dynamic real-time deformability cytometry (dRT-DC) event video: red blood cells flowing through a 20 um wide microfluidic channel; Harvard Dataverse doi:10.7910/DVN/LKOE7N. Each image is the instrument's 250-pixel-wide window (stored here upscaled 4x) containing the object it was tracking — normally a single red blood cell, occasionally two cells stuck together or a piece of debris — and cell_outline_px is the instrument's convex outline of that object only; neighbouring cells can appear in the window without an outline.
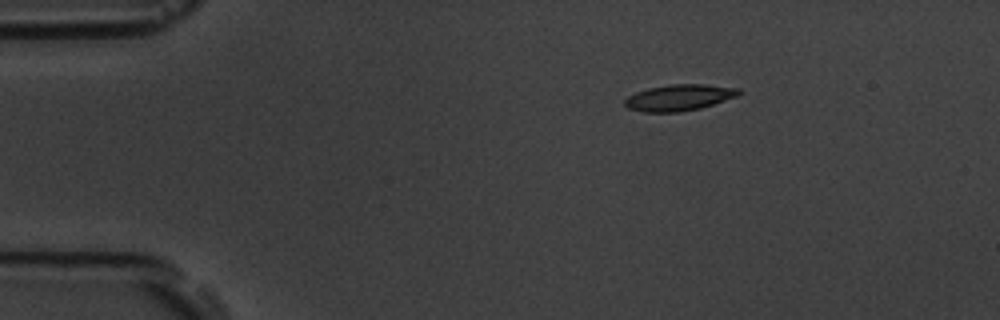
{"species": "common noctule bat (a hibernating species)", "species_latin": "Nyctalus noctula", "temperature_condition": "room temperature", "stored_images_in_passage": 46, "camera_frame_rate_fps": 3000, "um_per_image_px": 0.085, "animal": {"sex": "male", "body_mass_g": 19.5, "forearm_length_mm": 54.6}, "frame": {"image": 1, "passage_image": 1, "time_ms": 0.0, "image_size_px": [1000, 320], "cell_outline_px": [[740, 92], [736, 96], [700, 108], [680, 112], [644, 112], [628, 108], [624, 104], [624, 100], [628, 96], [636, 92], [648, 88], [668, 84], [704, 84], [740, 88]], "centroid_in_image_um": [57.69, 8.29], "position_along_channel_um": 27.3, "area_um2": 17.34}}
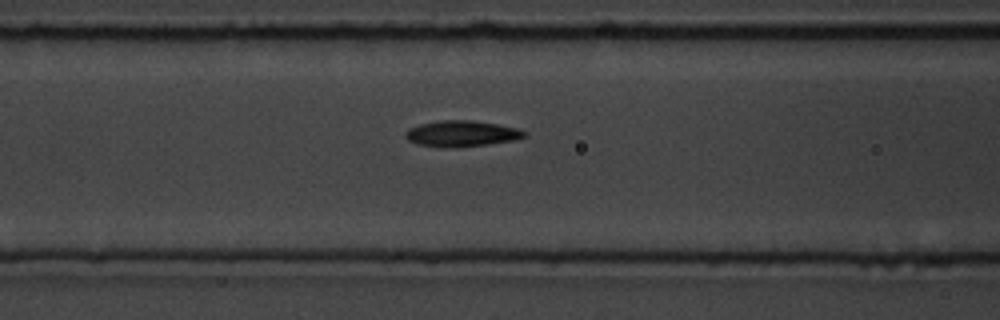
{"frame": {"image": 2, "passage_image": 14, "time_ms": 4.333, "image_size_px": [1000, 320], "cell_outline_px": [[528, 132], [524, 136], [512, 140], [484, 144], [420, 144], [408, 140], [404, 136], [404, 132], [408, 128], [420, 124], [440, 120], [472, 120], [520, 128]], "centroid_in_image_um": [39.26, 11.28], "position_along_channel_um": 127.3, "area_um2": 16.88}}
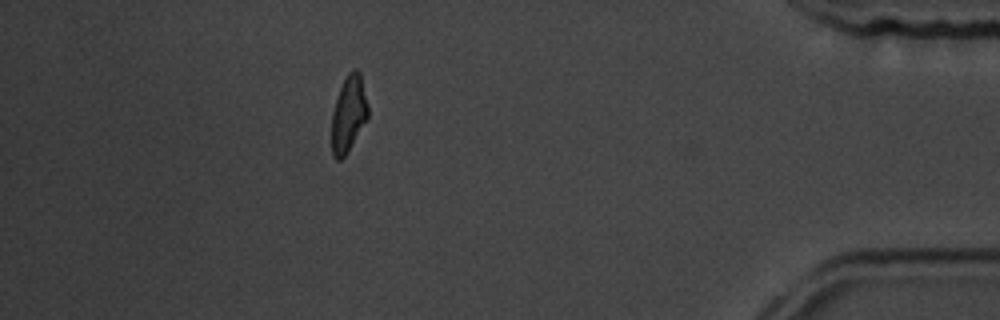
{"frame": {"image": 3, "passage_image": 40, "time_ms": 13.0, "image_size_px": [1000, 320], "cell_outline_px": [[368, 120], [344, 156], [340, 160], [336, 160], [332, 156], [332, 112], [340, 88], [348, 72], [352, 68], [356, 68], [360, 72], [368, 104]], "centroid_in_image_um": [29.64, 9.67], "position_along_channel_um": 405.6, "area_um2": 16.18}, "authors_computed_cell_mechanics": {"area_um2": 16.9354, "velocity_mm_per_s": 3.7714, "shape_relaxation_time_tau1_ms": 3.0129, "shape_relaxation_time_tau2_ms": 2.8321, "deformation_change_tau1": 0.1339, "deformation_change_tau2": 0.1017}}